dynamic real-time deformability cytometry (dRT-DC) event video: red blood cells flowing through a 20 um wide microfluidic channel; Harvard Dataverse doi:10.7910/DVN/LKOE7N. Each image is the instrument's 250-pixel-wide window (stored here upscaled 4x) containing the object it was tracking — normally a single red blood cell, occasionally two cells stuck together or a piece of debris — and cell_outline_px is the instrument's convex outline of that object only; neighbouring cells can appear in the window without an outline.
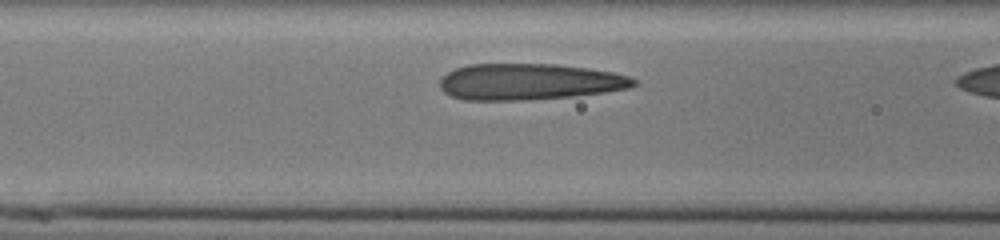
{"species": "human", "species_latin": "Homo sapiens", "temperature_condition": "cold", "stored_images_in_passage": 7, "camera_frame_rate_fps": 3000, "um_per_image_px": 0.085, "donor": {"sex": "male"}, "frame": {"image": 1, "passage_image": 6, "time_ms": 1.667, "image_size_px": [1000, 240], "cell_outline_px": [[636, 84], [632, 88], [604, 92], [572, 96], [528, 100], [464, 100], [452, 96], [444, 92], [440, 88], [440, 76], [456, 68], [468, 64], [556, 64], [588, 68], [612, 72], [628, 76], [636, 80]], "centroid_in_image_um": [44.96, 6.95], "position_along_channel_um": 121.6, "area_um2": 41.15}}